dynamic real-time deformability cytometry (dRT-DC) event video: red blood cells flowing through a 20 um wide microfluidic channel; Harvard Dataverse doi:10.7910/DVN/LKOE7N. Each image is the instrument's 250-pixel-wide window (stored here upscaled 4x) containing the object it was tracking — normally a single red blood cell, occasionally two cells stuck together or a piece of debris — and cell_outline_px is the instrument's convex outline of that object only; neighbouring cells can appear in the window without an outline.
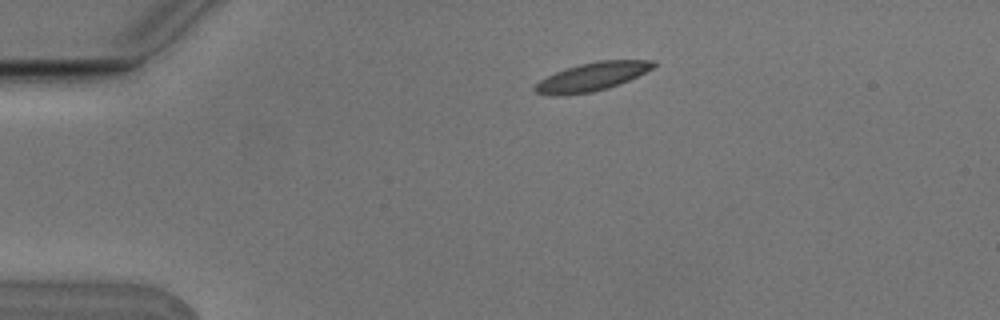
{"species": "Egyptian fruit bat (a non-hibernating species)", "species_latin": "Rousettus aegyptiacus", "temperature_condition": "cold", "stored_images_in_passage": 2, "camera_frame_rate_fps": 3000, "um_per_image_px": 0.085, "animal": {"sex": "male"}, "frame": {"image": 1, "passage_image": 1, "time_ms": 0.0, "image_size_px": [1000, 320], "cell_outline_px": [[656, 64], [652, 68], [628, 80], [592, 92], [556, 96], [552, 96], [536, 92], [532, 88], [540, 80], [556, 72], [580, 64], [600, 60], [656, 60]], "centroid_in_image_um": [50.29, 6.52], "position_along_channel_um": 34.7, "area_um2": 19.13}}